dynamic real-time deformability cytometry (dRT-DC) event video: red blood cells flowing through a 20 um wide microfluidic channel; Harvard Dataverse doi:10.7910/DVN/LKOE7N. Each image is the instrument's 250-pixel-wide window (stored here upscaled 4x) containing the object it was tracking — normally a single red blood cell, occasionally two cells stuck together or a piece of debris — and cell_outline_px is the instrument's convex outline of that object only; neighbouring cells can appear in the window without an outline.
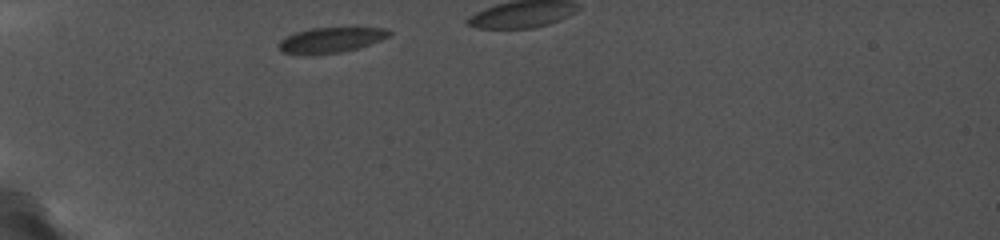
{"species": "common noctule bat (a hibernating species)", "species_latin": "Nyctalus noctula", "temperature_condition": "cold", "stored_images_in_passage": 12, "camera_frame_rate_fps": 5000, "um_per_image_px": 0.085, "animal": {"sex": "female", "body_mass_g": 19.0, "forearm_length_mm": 56.7}, "frame": {"image": 1, "passage_image": 1, "time_ms": 0.0, "image_size_px": [1000, 240], "cell_outline_px": [[392, 32], [388, 36], [380, 40], [360, 48], [340, 52], [280, 52], [280, 40], [296, 32], [308, 28], [356, 24], [388, 28]], "centroid_in_image_um": [28.32, 3.28], "position_along_channel_um": 56.7, "area_um2": 16.65}}